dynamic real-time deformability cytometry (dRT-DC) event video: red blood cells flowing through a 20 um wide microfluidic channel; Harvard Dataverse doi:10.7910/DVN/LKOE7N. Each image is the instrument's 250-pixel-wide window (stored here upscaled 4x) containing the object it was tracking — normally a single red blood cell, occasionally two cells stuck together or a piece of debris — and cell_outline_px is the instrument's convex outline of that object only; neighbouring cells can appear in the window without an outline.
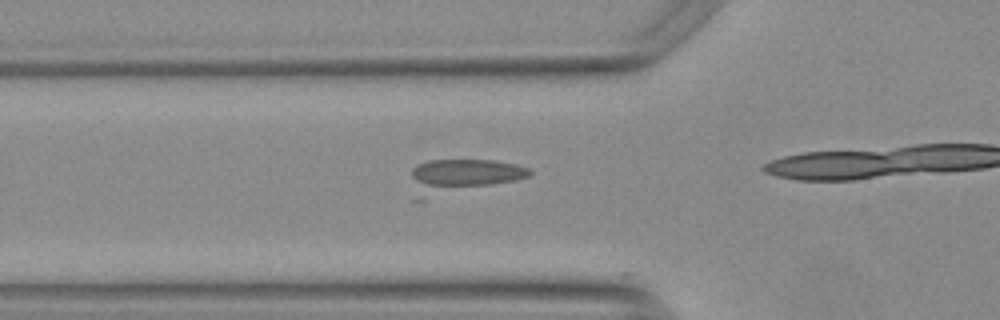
{"species": "Egyptian fruit bat (a non-hibernating species)", "species_latin": "Rousettus aegyptiacus", "temperature_condition": "warm", "stored_images_in_passage": 15, "camera_frame_rate_fps": 3000, "um_per_image_px": 0.085, "animal": {"sex": "female"}, "frame": {"image": 1, "passage_image": 5, "time_ms": 1.333, "image_size_px": [1000, 320], "cell_outline_px": [[532, 172], [528, 176], [516, 180], [424, 200], [416, 200], [412, 176], [412, 168], [428, 160], [492, 160], [516, 164], [528, 168]], "centroid_in_image_um": [39.26, 14.98], "position_along_channel_um": 86.5, "area_um2": 23.41}}
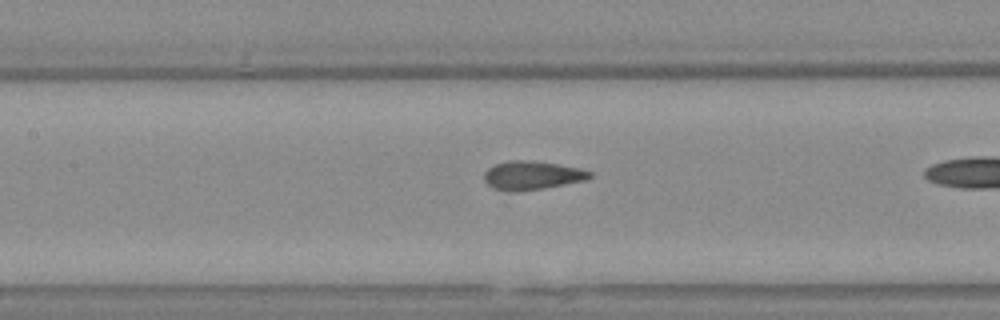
{"frame": {"image": 2, "passage_image": 11, "time_ms": 3.333, "image_size_px": [1000, 320], "cell_outline_px": [[592, 176], [584, 180], [564, 184], [516, 192], [492, 188], [484, 180], [484, 172], [488, 168], [496, 164], [508, 160], [532, 160], [580, 168], [592, 172]], "centroid_in_image_um": [45.19, 14.89], "position_along_channel_um": 162.2, "area_um2": 17.46}}